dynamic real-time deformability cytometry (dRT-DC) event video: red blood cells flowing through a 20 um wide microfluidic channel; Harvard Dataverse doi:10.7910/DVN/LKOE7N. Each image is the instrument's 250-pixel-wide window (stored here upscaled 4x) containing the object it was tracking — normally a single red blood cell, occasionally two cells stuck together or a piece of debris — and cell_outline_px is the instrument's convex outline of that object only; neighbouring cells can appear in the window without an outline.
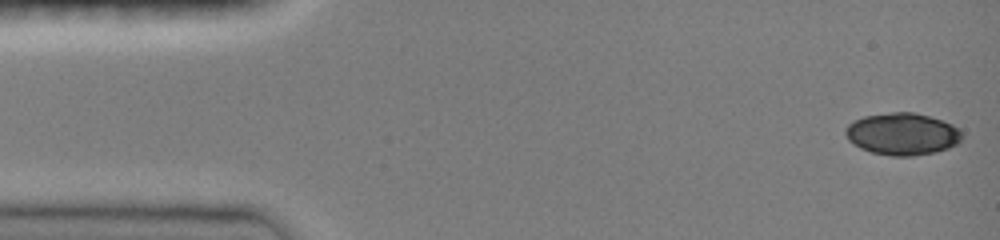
{"species": "common noctule bat (a hibernating species)", "species_latin": "Nyctalus noctula", "temperature_condition": "room temperature", "stored_images_in_passage": 32, "camera_frame_rate_fps": 3000, "um_per_image_px": 0.085, "animal": {"sex": "female", "body_mass_g": 19.0, "forearm_length_mm": 51.5}, "frame": {"image": 1, "passage_image": 1, "time_ms": 0.0, "image_size_px": [1000, 240], "cell_outline_px": [[964, 136], [956, 144], [948, 148], [936, 152], [912, 156], [892, 156], [872, 152], [860, 148], [848, 140], [844, 132], [848, 124], [864, 116], [892, 112], [912, 112], [928, 116], [952, 124], [960, 128]], "centroid_in_image_um": [76.71, 11.39], "position_along_channel_um": 8.3, "area_um2": 28.55}}
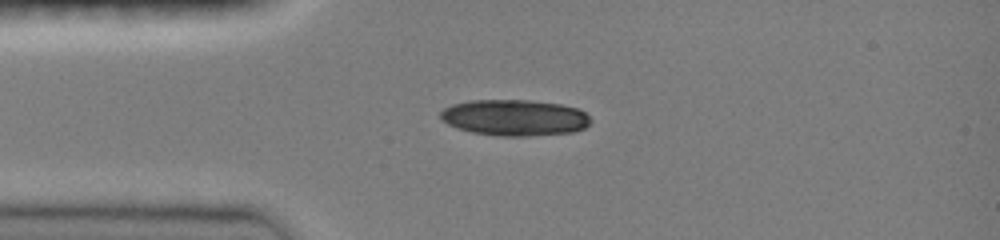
{"frame": {"image": 2, "passage_image": 16, "time_ms": 3.333, "image_size_px": [1000, 240], "cell_outline_px": [[592, 120], [584, 128], [572, 132], [528, 136], [500, 136], [472, 132], [456, 128], [448, 124], [440, 116], [440, 112], [444, 108], [452, 104], [468, 100], [528, 100], [560, 104], [576, 108], [584, 112]], "centroid_in_image_um": [43.72, 10.0], "position_along_channel_um": 41.3, "area_um2": 31.56}}